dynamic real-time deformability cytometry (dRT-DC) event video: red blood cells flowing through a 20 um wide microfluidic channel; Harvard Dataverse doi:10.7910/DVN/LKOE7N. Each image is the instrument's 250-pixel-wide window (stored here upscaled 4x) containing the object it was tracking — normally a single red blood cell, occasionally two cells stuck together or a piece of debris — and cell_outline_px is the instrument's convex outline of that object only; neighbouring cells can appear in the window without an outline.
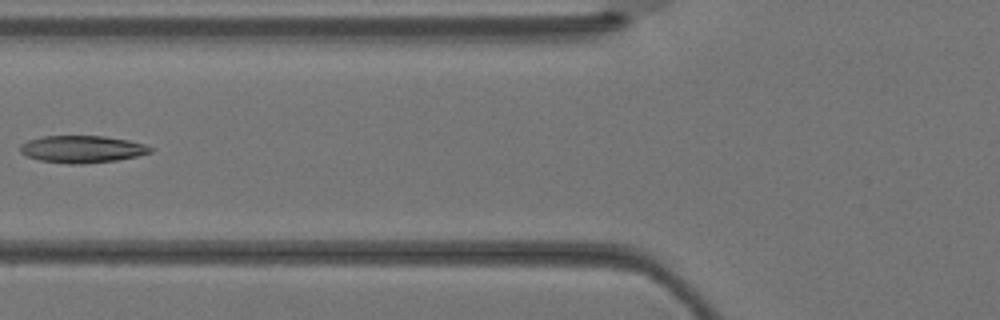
{"species": "Egyptian fruit bat (a non-hibernating species)", "species_latin": "Rousettus aegyptiacus", "temperature_condition": "warm", "stored_images_in_passage": 3, "camera_frame_rate_fps": 3000, "um_per_image_px": 0.085, "animal": {"sex": "female"}, "frame": {"image": 1, "passage_image": 3, "time_ms": 0.667, "image_size_px": [1000, 320], "cell_outline_px": [[156, 148], [152, 152], [136, 156], [116, 160], [84, 164], [68, 164], [40, 160], [28, 156], [20, 152], [20, 144], [28, 140], [44, 136], [104, 136], [128, 140], [144, 144]], "centroid_in_image_um": [7.0, 12.68], "position_along_channel_um": 118.8, "area_um2": 20.63}}